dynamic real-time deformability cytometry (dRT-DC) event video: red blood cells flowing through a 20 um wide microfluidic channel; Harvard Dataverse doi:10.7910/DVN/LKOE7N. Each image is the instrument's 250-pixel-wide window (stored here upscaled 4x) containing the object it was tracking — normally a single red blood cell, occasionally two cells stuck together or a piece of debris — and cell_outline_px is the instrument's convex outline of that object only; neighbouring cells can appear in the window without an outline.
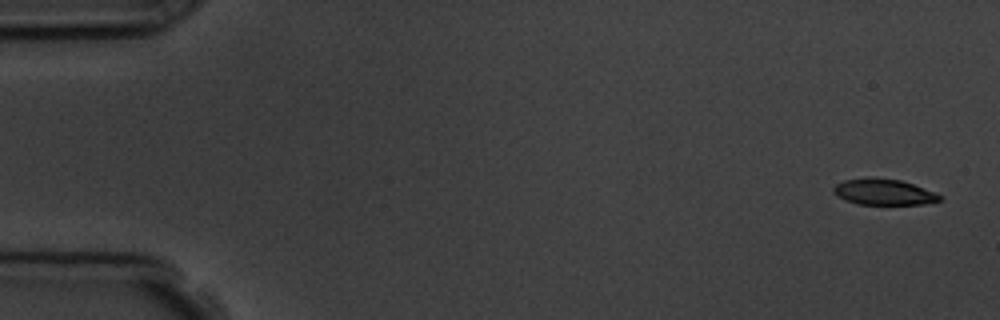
{"species": "common noctule bat (a hibernating species)", "species_latin": "Nyctalus noctula", "temperature_condition": "room temperature", "stored_images_in_passage": 5, "segment_of_instrument_passage": [2, 2], "camera_frame_rate_fps": 3000, "um_per_image_px": 0.085, "animal": {"sex": "male", "body_mass_g": 19.5, "forearm_length_mm": 54.6}, "frame": {"image": 1, "passage_image": 5, "time_ms": 5.667, "image_size_px": [1000, 320], "cell_outline_px": [[944, 200], [924, 204], [856, 204], [844, 200], [836, 196], [832, 192], [832, 188], [836, 184], [844, 180], [872, 176], [900, 180], [936, 192], [944, 196]], "centroid_in_image_um": [75.11, 16.31], "position_along_channel_um": 9.9, "area_um2": 16.47}}